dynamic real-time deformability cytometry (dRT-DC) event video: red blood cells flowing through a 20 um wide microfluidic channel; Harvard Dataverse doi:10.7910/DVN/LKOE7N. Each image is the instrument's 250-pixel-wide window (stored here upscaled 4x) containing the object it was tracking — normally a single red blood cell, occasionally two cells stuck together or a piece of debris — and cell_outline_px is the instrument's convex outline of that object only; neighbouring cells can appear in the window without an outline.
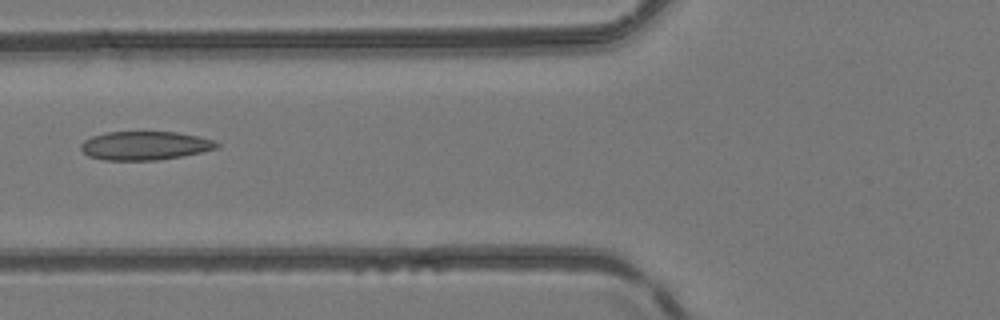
{"species": "common noctule bat (a hibernating species)", "species_latin": "Nyctalus noctula", "temperature_condition": "room temperature", "stored_images_in_passage": 7, "camera_frame_rate_fps": 3000, "um_per_image_px": 0.085, "animal": {"sex": "female", "body_mass_g": 24.6, "forearm_length_mm": 56.2}, "frame": {"image": 1, "passage_image": 7, "time_ms": 7.667, "image_size_px": [1000, 320], "cell_outline_px": [[220, 144], [216, 148], [184, 156], [156, 160], [104, 160], [88, 156], [80, 148], [80, 144], [84, 140], [92, 136], [108, 132], [176, 132], [196, 136], [212, 140]], "centroid_in_image_um": [12.28, 12.38], "position_along_channel_um": 113.5, "area_um2": 22.54}}